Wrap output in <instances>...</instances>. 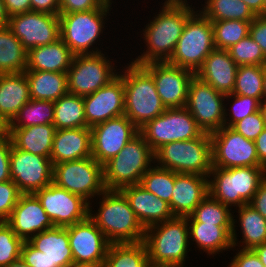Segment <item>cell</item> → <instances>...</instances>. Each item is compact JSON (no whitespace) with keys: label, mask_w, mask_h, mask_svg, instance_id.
Returning <instances> with one entry per match:
<instances>
[{"label":"cell","mask_w":266,"mask_h":267,"mask_svg":"<svg viewBox=\"0 0 266 267\" xmlns=\"http://www.w3.org/2000/svg\"><path fill=\"white\" fill-rule=\"evenodd\" d=\"M52 182L65 190L88 199L105 190L103 165L92 156L53 165Z\"/></svg>","instance_id":"11"},{"label":"cell","mask_w":266,"mask_h":267,"mask_svg":"<svg viewBox=\"0 0 266 267\" xmlns=\"http://www.w3.org/2000/svg\"><path fill=\"white\" fill-rule=\"evenodd\" d=\"M249 35L261 47L266 57V15H259L251 21Z\"/></svg>","instance_id":"50"},{"label":"cell","mask_w":266,"mask_h":267,"mask_svg":"<svg viewBox=\"0 0 266 267\" xmlns=\"http://www.w3.org/2000/svg\"><path fill=\"white\" fill-rule=\"evenodd\" d=\"M27 51L17 36L7 27H0V74L24 72Z\"/></svg>","instance_id":"33"},{"label":"cell","mask_w":266,"mask_h":267,"mask_svg":"<svg viewBox=\"0 0 266 267\" xmlns=\"http://www.w3.org/2000/svg\"><path fill=\"white\" fill-rule=\"evenodd\" d=\"M53 122L54 102L30 99L11 121V128L46 125Z\"/></svg>","instance_id":"39"},{"label":"cell","mask_w":266,"mask_h":267,"mask_svg":"<svg viewBox=\"0 0 266 267\" xmlns=\"http://www.w3.org/2000/svg\"><path fill=\"white\" fill-rule=\"evenodd\" d=\"M23 242L5 221H0V267L20 258Z\"/></svg>","instance_id":"44"},{"label":"cell","mask_w":266,"mask_h":267,"mask_svg":"<svg viewBox=\"0 0 266 267\" xmlns=\"http://www.w3.org/2000/svg\"><path fill=\"white\" fill-rule=\"evenodd\" d=\"M188 5L164 4L161 12L143 30L147 50L132 63L143 65L170 59L178 39L183 33L187 19L195 12Z\"/></svg>","instance_id":"1"},{"label":"cell","mask_w":266,"mask_h":267,"mask_svg":"<svg viewBox=\"0 0 266 267\" xmlns=\"http://www.w3.org/2000/svg\"><path fill=\"white\" fill-rule=\"evenodd\" d=\"M252 250L257 254L264 267H266V242L254 247Z\"/></svg>","instance_id":"59"},{"label":"cell","mask_w":266,"mask_h":267,"mask_svg":"<svg viewBox=\"0 0 266 267\" xmlns=\"http://www.w3.org/2000/svg\"><path fill=\"white\" fill-rule=\"evenodd\" d=\"M229 206L214 199L209 193L202 202L195 208L191 216L197 222H204L214 225H233L232 242L233 247L237 244L235 233V219L232 216Z\"/></svg>","instance_id":"38"},{"label":"cell","mask_w":266,"mask_h":267,"mask_svg":"<svg viewBox=\"0 0 266 267\" xmlns=\"http://www.w3.org/2000/svg\"><path fill=\"white\" fill-rule=\"evenodd\" d=\"M228 97L229 98L233 97L234 102L230 107L232 108L231 118H228L229 122L226 121L224 122L225 127H232L238 121L259 111L260 109V101L256 98L232 94V93L226 94L225 99H227Z\"/></svg>","instance_id":"45"},{"label":"cell","mask_w":266,"mask_h":267,"mask_svg":"<svg viewBox=\"0 0 266 267\" xmlns=\"http://www.w3.org/2000/svg\"><path fill=\"white\" fill-rule=\"evenodd\" d=\"M207 176L174 172L170 209L174 216L188 217L208 195Z\"/></svg>","instance_id":"23"},{"label":"cell","mask_w":266,"mask_h":267,"mask_svg":"<svg viewBox=\"0 0 266 267\" xmlns=\"http://www.w3.org/2000/svg\"><path fill=\"white\" fill-rule=\"evenodd\" d=\"M8 19L9 17L6 13L4 2L0 0V27L7 26Z\"/></svg>","instance_id":"60"},{"label":"cell","mask_w":266,"mask_h":267,"mask_svg":"<svg viewBox=\"0 0 266 267\" xmlns=\"http://www.w3.org/2000/svg\"><path fill=\"white\" fill-rule=\"evenodd\" d=\"M264 65H241L236 72L232 94L248 96L262 102Z\"/></svg>","instance_id":"40"},{"label":"cell","mask_w":266,"mask_h":267,"mask_svg":"<svg viewBox=\"0 0 266 267\" xmlns=\"http://www.w3.org/2000/svg\"><path fill=\"white\" fill-rule=\"evenodd\" d=\"M87 127L124 115L125 95L122 77L118 74L107 85L83 96Z\"/></svg>","instance_id":"21"},{"label":"cell","mask_w":266,"mask_h":267,"mask_svg":"<svg viewBox=\"0 0 266 267\" xmlns=\"http://www.w3.org/2000/svg\"><path fill=\"white\" fill-rule=\"evenodd\" d=\"M124 74V115L138 128L155 119L167 108L157 93L153 77L141 66L131 62Z\"/></svg>","instance_id":"4"},{"label":"cell","mask_w":266,"mask_h":267,"mask_svg":"<svg viewBox=\"0 0 266 267\" xmlns=\"http://www.w3.org/2000/svg\"><path fill=\"white\" fill-rule=\"evenodd\" d=\"M159 167L176 173L198 174L209 177L212 165V144L210 134L185 141L171 142L155 153Z\"/></svg>","instance_id":"7"},{"label":"cell","mask_w":266,"mask_h":267,"mask_svg":"<svg viewBox=\"0 0 266 267\" xmlns=\"http://www.w3.org/2000/svg\"><path fill=\"white\" fill-rule=\"evenodd\" d=\"M55 130L53 124L11 128L10 139L17 149L50 158Z\"/></svg>","instance_id":"31"},{"label":"cell","mask_w":266,"mask_h":267,"mask_svg":"<svg viewBox=\"0 0 266 267\" xmlns=\"http://www.w3.org/2000/svg\"><path fill=\"white\" fill-rule=\"evenodd\" d=\"M264 3H265V15H266V0H264Z\"/></svg>","instance_id":"65"},{"label":"cell","mask_w":266,"mask_h":267,"mask_svg":"<svg viewBox=\"0 0 266 267\" xmlns=\"http://www.w3.org/2000/svg\"><path fill=\"white\" fill-rule=\"evenodd\" d=\"M7 27L17 36L27 52L60 39L59 15L29 11L9 17Z\"/></svg>","instance_id":"17"},{"label":"cell","mask_w":266,"mask_h":267,"mask_svg":"<svg viewBox=\"0 0 266 267\" xmlns=\"http://www.w3.org/2000/svg\"><path fill=\"white\" fill-rule=\"evenodd\" d=\"M109 0H60L59 13L87 12L101 9Z\"/></svg>","instance_id":"48"},{"label":"cell","mask_w":266,"mask_h":267,"mask_svg":"<svg viewBox=\"0 0 266 267\" xmlns=\"http://www.w3.org/2000/svg\"><path fill=\"white\" fill-rule=\"evenodd\" d=\"M260 112L262 114L263 120L266 126V102H260Z\"/></svg>","instance_id":"63"},{"label":"cell","mask_w":266,"mask_h":267,"mask_svg":"<svg viewBox=\"0 0 266 267\" xmlns=\"http://www.w3.org/2000/svg\"><path fill=\"white\" fill-rule=\"evenodd\" d=\"M30 99L24 72L0 74V114L11 122Z\"/></svg>","instance_id":"29"},{"label":"cell","mask_w":266,"mask_h":267,"mask_svg":"<svg viewBox=\"0 0 266 267\" xmlns=\"http://www.w3.org/2000/svg\"><path fill=\"white\" fill-rule=\"evenodd\" d=\"M256 16L265 15L264 0H242Z\"/></svg>","instance_id":"58"},{"label":"cell","mask_w":266,"mask_h":267,"mask_svg":"<svg viewBox=\"0 0 266 267\" xmlns=\"http://www.w3.org/2000/svg\"><path fill=\"white\" fill-rule=\"evenodd\" d=\"M227 51L238 66L266 65V57L261 47L250 35L229 47Z\"/></svg>","instance_id":"43"},{"label":"cell","mask_w":266,"mask_h":267,"mask_svg":"<svg viewBox=\"0 0 266 267\" xmlns=\"http://www.w3.org/2000/svg\"><path fill=\"white\" fill-rule=\"evenodd\" d=\"M139 133L154 153L165 144L192 140L204 134L186 107L167 108L141 127Z\"/></svg>","instance_id":"9"},{"label":"cell","mask_w":266,"mask_h":267,"mask_svg":"<svg viewBox=\"0 0 266 267\" xmlns=\"http://www.w3.org/2000/svg\"><path fill=\"white\" fill-rule=\"evenodd\" d=\"M91 156L92 141L89 127L55 130L50 156L53 165Z\"/></svg>","instance_id":"26"},{"label":"cell","mask_w":266,"mask_h":267,"mask_svg":"<svg viewBox=\"0 0 266 267\" xmlns=\"http://www.w3.org/2000/svg\"><path fill=\"white\" fill-rule=\"evenodd\" d=\"M111 63L103 53L74 55L67 71L68 93L86 96L107 85L118 75Z\"/></svg>","instance_id":"13"},{"label":"cell","mask_w":266,"mask_h":267,"mask_svg":"<svg viewBox=\"0 0 266 267\" xmlns=\"http://www.w3.org/2000/svg\"><path fill=\"white\" fill-rule=\"evenodd\" d=\"M28 242L44 252L47 267H74L66 227L54 226L31 237Z\"/></svg>","instance_id":"27"},{"label":"cell","mask_w":266,"mask_h":267,"mask_svg":"<svg viewBox=\"0 0 266 267\" xmlns=\"http://www.w3.org/2000/svg\"><path fill=\"white\" fill-rule=\"evenodd\" d=\"M20 257L29 267H47L44 252L34 248L28 241L23 242Z\"/></svg>","instance_id":"49"},{"label":"cell","mask_w":266,"mask_h":267,"mask_svg":"<svg viewBox=\"0 0 266 267\" xmlns=\"http://www.w3.org/2000/svg\"><path fill=\"white\" fill-rule=\"evenodd\" d=\"M11 139L0 141V183L11 180L10 178V152Z\"/></svg>","instance_id":"52"},{"label":"cell","mask_w":266,"mask_h":267,"mask_svg":"<svg viewBox=\"0 0 266 267\" xmlns=\"http://www.w3.org/2000/svg\"><path fill=\"white\" fill-rule=\"evenodd\" d=\"M56 130L87 127L83 96L66 93L54 101V122Z\"/></svg>","instance_id":"35"},{"label":"cell","mask_w":266,"mask_h":267,"mask_svg":"<svg viewBox=\"0 0 266 267\" xmlns=\"http://www.w3.org/2000/svg\"><path fill=\"white\" fill-rule=\"evenodd\" d=\"M5 222L23 241H28L36 234L54 227L34 193L21 194L10 217Z\"/></svg>","instance_id":"22"},{"label":"cell","mask_w":266,"mask_h":267,"mask_svg":"<svg viewBox=\"0 0 266 267\" xmlns=\"http://www.w3.org/2000/svg\"><path fill=\"white\" fill-rule=\"evenodd\" d=\"M54 226L67 227L85 220L89 216L90 205L81 196L50 183L34 193Z\"/></svg>","instance_id":"18"},{"label":"cell","mask_w":266,"mask_h":267,"mask_svg":"<svg viewBox=\"0 0 266 267\" xmlns=\"http://www.w3.org/2000/svg\"><path fill=\"white\" fill-rule=\"evenodd\" d=\"M140 185L150 193L170 203L174 188V171L159 167H150L142 176Z\"/></svg>","instance_id":"42"},{"label":"cell","mask_w":266,"mask_h":267,"mask_svg":"<svg viewBox=\"0 0 266 267\" xmlns=\"http://www.w3.org/2000/svg\"><path fill=\"white\" fill-rule=\"evenodd\" d=\"M66 229L74 267H103L111 243L95 222L88 216Z\"/></svg>","instance_id":"15"},{"label":"cell","mask_w":266,"mask_h":267,"mask_svg":"<svg viewBox=\"0 0 266 267\" xmlns=\"http://www.w3.org/2000/svg\"><path fill=\"white\" fill-rule=\"evenodd\" d=\"M259 162L266 168V127L254 140Z\"/></svg>","instance_id":"56"},{"label":"cell","mask_w":266,"mask_h":267,"mask_svg":"<svg viewBox=\"0 0 266 267\" xmlns=\"http://www.w3.org/2000/svg\"><path fill=\"white\" fill-rule=\"evenodd\" d=\"M8 17L32 11L30 0H3Z\"/></svg>","instance_id":"53"},{"label":"cell","mask_w":266,"mask_h":267,"mask_svg":"<svg viewBox=\"0 0 266 267\" xmlns=\"http://www.w3.org/2000/svg\"><path fill=\"white\" fill-rule=\"evenodd\" d=\"M229 267H264L252 249H240Z\"/></svg>","instance_id":"51"},{"label":"cell","mask_w":266,"mask_h":267,"mask_svg":"<svg viewBox=\"0 0 266 267\" xmlns=\"http://www.w3.org/2000/svg\"><path fill=\"white\" fill-rule=\"evenodd\" d=\"M225 97V94L216 91L197 76L192 78L185 107L204 133L218 131L227 121V109L223 104Z\"/></svg>","instance_id":"14"},{"label":"cell","mask_w":266,"mask_h":267,"mask_svg":"<svg viewBox=\"0 0 266 267\" xmlns=\"http://www.w3.org/2000/svg\"><path fill=\"white\" fill-rule=\"evenodd\" d=\"M32 11L59 15L60 0H30Z\"/></svg>","instance_id":"55"},{"label":"cell","mask_w":266,"mask_h":267,"mask_svg":"<svg viewBox=\"0 0 266 267\" xmlns=\"http://www.w3.org/2000/svg\"><path fill=\"white\" fill-rule=\"evenodd\" d=\"M53 164L49 157L15 148L10 152V178L22 194L35 193L52 183Z\"/></svg>","instance_id":"19"},{"label":"cell","mask_w":266,"mask_h":267,"mask_svg":"<svg viewBox=\"0 0 266 267\" xmlns=\"http://www.w3.org/2000/svg\"><path fill=\"white\" fill-rule=\"evenodd\" d=\"M152 161H155L154 152L139 133L103 165L106 189L120 190L128 185L140 184Z\"/></svg>","instance_id":"6"},{"label":"cell","mask_w":266,"mask_h":267,"mask_svg":"<svg viewBox=\"0 0 266 267\" xmlns=\"http://www.w3.org/2000/svg\"><path fill=\"white\" fill-rule=\"evenodd\" d=\"M103 267H150L145 242L111 243Z\"/></svg>","instance_id":"34"},{"label":"cell","mask_w":266,"mask_h":267,"mask_svg":"<svg viewBox=\"0 0 266 267\" xmlns=\"http://www.w3.org/2000/svg\"><path fill=\"white\" fill-rule=\"evenodd\" d=\"M201 12L210 21L242 20L251 22L256 15L242 0H206Z\"/></svg>","instance_id":"36"},{"label":"cell","mask_w":266,"mask_h":267,"mask_svg":"<svg viewBox=\"0 0 266 267\" xmlns=\"http://www.w3.org/2000/svg\"><path fill=\"white\" fill-rule=\"evenodd\" d=\"M21 194L12 180L0 183V221H6L10 217Z\"/></svg>","instance_id":"46"},{"label":"cell","mask_w":266,"mask_h":267,"mask_svg":"<svg viewBox=\"0 0 266 267\" xmlns=\"http://www.w3.org/2000/svg\"><path fill=\"white\" fill-rule=\"evenodd\" d=\"M74 54L61 40L32 48L27 52V68L25 71H46L67 73Z\"/></svg>","instance_id":"28"},{"label":"cell","mask_w":266,"mask_h":267,"mask_svg":"<svg viewBox=\"0 0 266 267\" xmlns=\"http://www.w3.org/2000/svg\"><path fill=\"white\" fill-rule=\"evenodd\" d=\"M265 122L259 111L235 123L231 128L246 139L255 140L265 128Z\"/></svg>","instance_id":"47"},{"label":"cell","mask_w":266,"mask_h":267,"mask_svg":"<svg viewBox=\"0 0 266 267\" xmlns=\"http://www.w3.org/2000/svg\"><path fill=\"white\" fill-rule=\"evenodd\" d=\"M91 129L92 157L101 165L115 157L139 129L125 116L109 119Z\"/></svg>","instance_id":"20"},{"label":"cell","mask_w":266,"mask_h":267,"mask_svg":"<svg viewBox=\"0 0 266 267\" xmlns=\"http://www.w3.org/2000/svg\"><path fill=\"white\" fill-rule=\"evenodd\" d=\"M187 217L173 218L145 229L150 267H184L189 228Z\"/></svg>","instance_id":"3"},{"label":"cell","mask_w":266,"mask_h":267,"mask_svg":"<svg viewBox=\"0 0 266 267\" xmlns=\"http://www.w3.org/2000/svg\"><path fill=\"white\" fill-rule=\"evenodd\" d=\"M152 77L158 95L166 108L186 106L189 85L195 73L168 61H154L141 65Z\"/></svg>","instance_id":"16"},{"label":"cell","mask_w":266,"mask_h":267,"mask_svg":"<svg viewBox=\"0 0 266 267\" xmlns=\"http://www.w3.org/2000/svg\"><path fill=\"white\" fill-rule=\"evenodd\" d=\"M238 213L243 249H253L266 242V219L249 204L239 207Z\"/></svg>","instance_id":"37"},{"label":"cell","mask_w":266,"mask_h":267,"mask_svg":"<svg viewBox=\"0 0 266 267\" xmlns=\"http://www.w3.org/2000/svg\"><path fill=\"white\" fill-rule=\"evenodd\" d=\"M266 219V178L248 203Z\"/></svg>","instance_id":"54"},{"label":"cell","mask_w":266,"mask_h":267,"mask_svg":"<svg viewBox=\"0 0 266 267\" xmlns=\"http://www.w3.org/2000/svg\"><path fill=\"white\" fill-rule=\"evenodd\" d=\"M238 65L227 50L214 49L205 59L195 76L223 94H231L235 87Z\"/></svg>","instance_id":"25"},{"label":"cell","mask_w":266,"mask_h":267,"mask_svg":"<svg viewBox=\"0 0 266 267\" xmlns=\"http://www.w3.org/2000/svg\"><path fill=\"white\" fill-rule=\"evenodd\" d=\"M98 213L89 217L110 243L144 241L145 229L136 218L125 195L120 190H105Z\"/></svg>","instance_id":"2"},{"label":"cell","mask_w":266,"mask_h":267,"mask_svg":"<svg viewBox=\"0 0 266 267\" xmlns=\"http://www.w3.org/2000/svg\"><path fill=\"white\" fill-rule=\"evenodd\" d=\"M144 229L174 217L169 203L147 191L140 184L120 189Z\"/></svg>","instance_id":"24"},{"label":"cell","mask_w":266,"mask_h":267,"mask_svg":"<svg viewBox=\"0 0 266 267\" xmlns=\"http://www.w3.org/2000/svg\"><path fill=\"white\" fill-rule=\"evenodd\" d=\"M6 267H29V266L20 257L19 259L13 261Z\"/></svg>","instance_id":"61"},{"label":"cell","mask_w":266,"mask_h":267,"mask_svg":"<svg viewBox=\"0 0 266 267\" xmlns=\"http://www.w3.org/2000/svg\"><path fill=\"white\" fill-rule=\"evenodd\" d=\"M194 12L186 21L169 63L194 73L204 59L215 49L212 21L201 12Z\"/></svg>","instance_id":"8"},{"label":"cell","mask_w":266,"mask_h":267,"mask_svg":"<svg viewBox=\"0 0 266 267\" xmlns=\"http://www.w3.org/2000/svg\"><path fill=\"white\" fill-rule=\"evenodd\" d=\"M262 102H266V65H264V77H263V97Z\"/></svg>","instance_id":"62"},{"label":"cell","mask_w":266,"mask_h":267,"mask_svg":"<svg viewBox=\"0 0 266 267\" xmlns=\"http://www.w3.org/2000/svg\"><path fill=\"white\" fill-rule=\"evenodd\" d=\"M210 138L213 167H264L259 162L255 142L246 139L231 127L223 126L211 133Z\"/></svg>","instance_id":"12"},{"label":"cell","mask_w":266,"mask_h":267,"mask_svg":"<svg viewBox=\"0 0 266 267\" xmlns=\"http://www.w3.org/2000/svg\"><path fill=\"white\" fill-rule=\"evenodd\" d=\"M164 4H176V5L186 4L187 5V0H166Z\"/></svg>","instance_id":"64"},{"label":"cell","mask_w":266,"mask_h":267,"mask_svg":"<svg viewBox=\"0 0 266 267\" xmlns=\"http://www.w3.org/2000/svg\"><path fill=\"white\" fill-rule=\"evenodd\" d=\"M250 23L236 19L212 21L215 49L227 50L249 35Z\"/></svg>","instance_id":"41"},{"label":"cell","mask_w":266,"mask_h":267,"mask_svg":"<svg viewBox=\"0 0 266 267\" xmlns=\"http://www.w3.org/2000/svg\"><path fill=\"white\" fill-rule=\"evenodd\" d=\"M209 194L229 207L248 204L266 178L265 167H213L209 173Z\"/></svg>","instance_id":"5"},{"label":"cell","mask_w":266,"mask_h":267,"mask_svg":"<svg viewBox=\"0 0 266 267\" xmlns=\"http://www.w3.org/2000/svg\"><path fill=\"white\" fill-rule=\"evenodd\" d=\"M29 82L30 98L57 101L68 93L67 73L24 71Z\"/></svg>","instance_id":"32"},{"label":"cell","mask_w":266,"mask_h":267,"mask_svg":"<svg viewBox=\"0 0 266 267\" xmlns=\"http://www.w3.org/2000/svg\"><path fill=\"white\" fill-rule=\"evenodd\" d=\"M11 133V122L0 114V141L9 140Z\"/></svg>","instance_id":"57"},{"label":"cell","mask_w":266,"mask_h":267,"mask_svg":"<svg viewBox=\"0 0 266 267\" xmlns=\"http://www.w3.org/2000/svg\"><path fill=\"white\" fill-rule=\"evenodd\" d=\"M110 5L111 1H108L101 9H93L87 12L59 13L60 39L74 55L101 53L99 49L96 51H89V49L102 33L103 24H105L103 21L109 13Z\"/></svg>","instance_id":"10"},{"label":"cell","mask_w":266,"mask_h":267,"mask_svg":"<svg viewBox=\"0 0 266 267\" xmlns=\"http://www.w3.org/2000/svg\"><path fill=\"white\" fill-rule=\"evenodd\" d=\"M189 239L193 238L198 248L210 254L234 248L232 242L233 225H214L197 222L191 215L187 217Z\"/></svg>","instance_id":"30"}]
</instances>
